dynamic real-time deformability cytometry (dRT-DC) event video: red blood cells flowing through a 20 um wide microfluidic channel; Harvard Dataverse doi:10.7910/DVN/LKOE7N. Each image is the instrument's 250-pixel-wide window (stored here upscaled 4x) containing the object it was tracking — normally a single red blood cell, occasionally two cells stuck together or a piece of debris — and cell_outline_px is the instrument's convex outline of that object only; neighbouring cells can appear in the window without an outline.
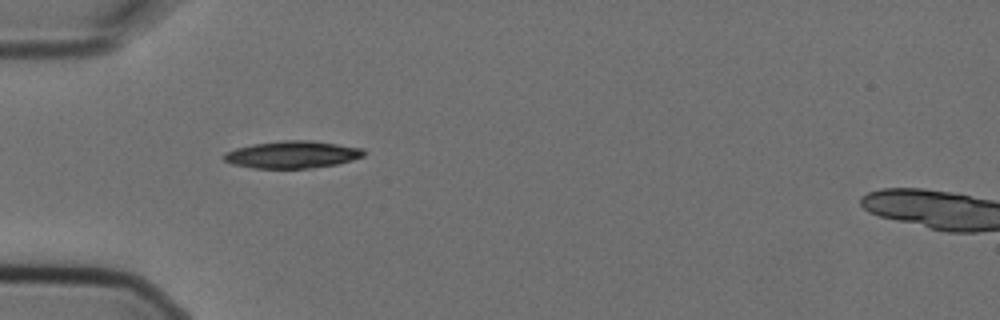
{"species": "Egyptian fruit bat (a non-hibernating species)", "species_latin": "Rousettus aegyptiacus", "temperature_condition": "cold", "stored_images_in_passage": 5, "camera_frame_rate_fps": 3000, "um_per_image_px": 0.085, "animal": {"sex": "female"}, "frame": {"image": 1, "passage_image": 4, "time_ms": 1.0, "image_size_px": [1000, 320], "cell_outline_px": [[364, 156], [352, 160], [336, 164], [308, 168], [252, 168], [232, 164], [224, 160], [224, 152], [236, 148], [252, 144], [284, 140], [312, 140], [364, 148]], "centroid_in_image_um": [24.84, 13.13], "position_along_channel_um": 60.2, "area_um2": 22.2}}
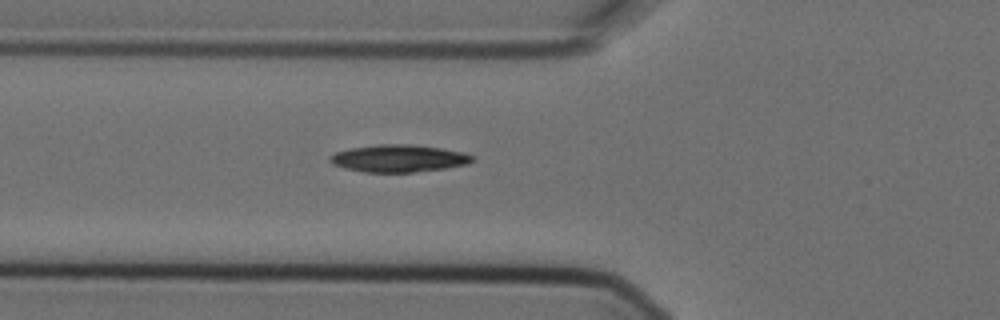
{"frame": {"image": 2, "passage_image": 5, "time_ms": 1.333, "image_size_px": [1000, 320], "cell_outline_px": [[476, 160], [468, 164], [444, 168], [412, 172], [364, 172], [344, 168], [332, 164], [328, 160], [328, 156], [336, 152], [352, 148], [380, 144], [408, 144], [440, 148], [464, 152], [476, 156]], "centroid_in_image_um": [33.91, 13.46], "position_along_channel_um": 91.9, "area_um2": 22.72}}